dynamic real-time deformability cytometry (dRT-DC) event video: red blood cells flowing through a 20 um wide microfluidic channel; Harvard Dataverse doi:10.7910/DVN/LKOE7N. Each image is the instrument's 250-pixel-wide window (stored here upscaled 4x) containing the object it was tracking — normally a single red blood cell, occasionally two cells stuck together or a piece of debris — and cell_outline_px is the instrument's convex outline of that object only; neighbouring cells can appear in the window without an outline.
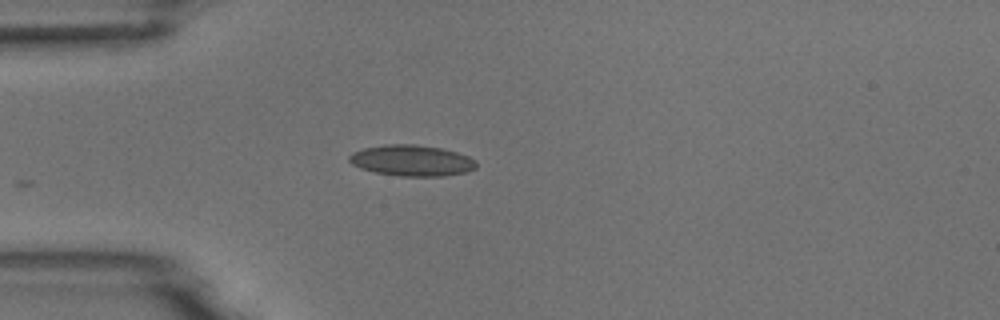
{"species": "common noctule bat (a hibernating species)", "species_latin": "Nyctalus noctula", "temperature_condition": "room temperature", "stored_images_in_passage": 5, "camera_frame_rate_fps": 3000, "um_per_image_px": 0.085, "animal": {"sex": "male", "body_mass_g": 18.8}, "frame": {"image": 1, "passage_image": 1, "time_ms": 0.0, "image_size_px": [1000, 320], "cell_outline_px": [[476, 168], [468, 172], [444, 176], [400, 176], [376, 172], [360, 168], [352, 164], [348, 160], [348, 156], [352, 152], [364, 148], [384, 144], [416, 144], [440, 148], [456, 152], [468, 156], [476, 160]], "centroid_in_image_um": [35.0, 13.64], "position_along_channel_um": 50.0, "area_um2": 23.06}}